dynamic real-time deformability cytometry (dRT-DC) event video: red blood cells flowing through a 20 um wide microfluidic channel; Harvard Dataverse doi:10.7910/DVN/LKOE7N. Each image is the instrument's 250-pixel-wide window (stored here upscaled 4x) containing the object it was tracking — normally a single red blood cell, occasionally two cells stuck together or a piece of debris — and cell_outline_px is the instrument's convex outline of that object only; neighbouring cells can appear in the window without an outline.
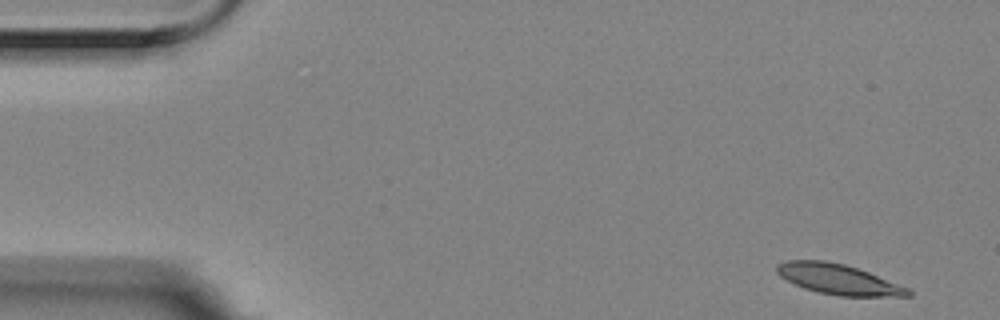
{"species": "Egyptian fruit bat (a non-hibernating species)", "species_latin": "Rousettus aegyptiacus", "temperature_condition": "room temperature", "stored_images_in_passage": 6, "camera_frame_rate_fps": 3000, "um_per_image_px": 0.085, "animal": {"sex": "female"}, "frame": {"image": 1, "passage_image": 1, "time_ms": 0.0, "image_size_px": [1000, 320], "cell_outline_px": [[912, 296], [840, 296], [820, 292], [804, 288], [780, 276], [776, 272], [776, 264], [788, 260], [824, 260], [844, 264], [868, 272], [908, 288], [912, 292]], "centroid_in_image_um": [71.24, 23.73], "position_along_channel_um": 13.8, "area_um2": 22.83}}
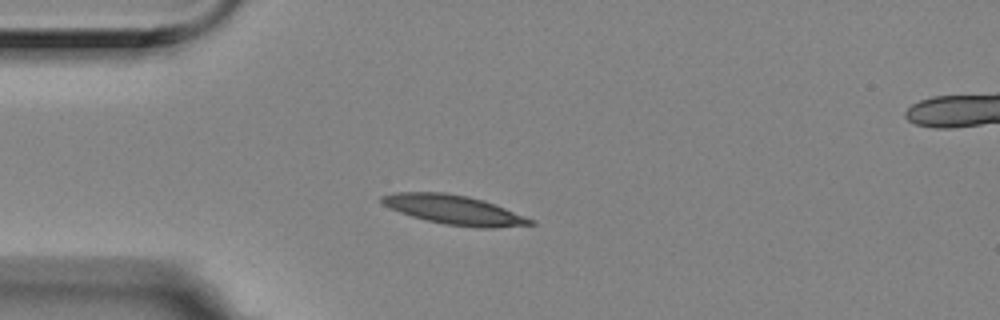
{"frame": {"image": 2, "passage_image": 4, "time_ms": 1.0, "image_size_px": [1000, 320], "cell_outline_px": [[536, 224], [496, 228], [476, 228], [444, 224], [412, 216], [388, 208], [380, 200], [380, 196], [396, 192], [444, 192], [468, 196], [484, 200], [536, 220]], "centroid_in_image_um": [38.63, 17.84], "position_along_channel_um": 46.4, "area_um2": 25.49}}
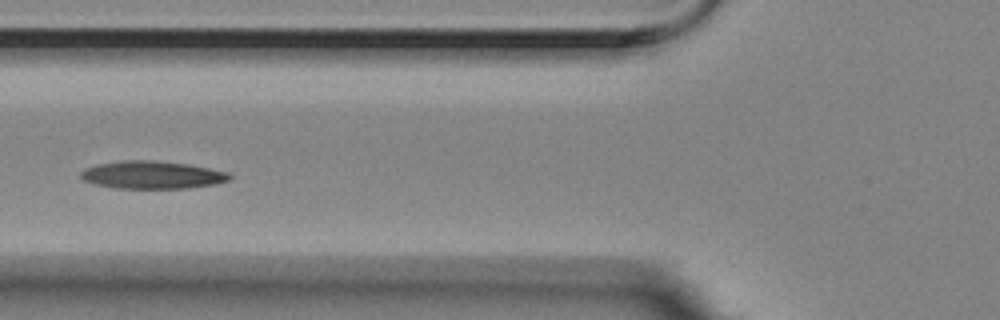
{"frame": {"image": 3, "passage_image": 6, "time_ms": 1.667, "image_size_px": [1000, 320], "cell_outline_px": [[232, 176], [228, 180], [216, 184], [188, 188], [116, 188], [96, 184], [84, 180], [80, 176], [80, 172], [84, 168], [96, 164], [124, 160], [152, 160], [188, 164], [228, 172]], "centroid_in_image_um": [12.92, 14.86], "position_along_channel_um": 112.9, "area_um2": 23.99}}